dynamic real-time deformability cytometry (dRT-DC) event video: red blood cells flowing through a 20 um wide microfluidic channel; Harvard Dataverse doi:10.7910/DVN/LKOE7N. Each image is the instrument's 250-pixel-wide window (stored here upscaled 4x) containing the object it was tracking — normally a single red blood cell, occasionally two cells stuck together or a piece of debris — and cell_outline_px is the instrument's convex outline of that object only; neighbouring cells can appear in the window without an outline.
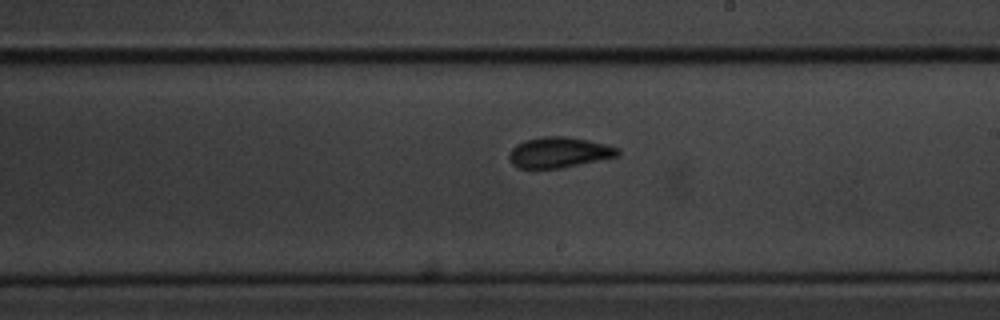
{"species": "common noctule bat (a hibernating species)", "species_latin": "Nyctalus noctula", "temperature_condition": "cold", "stored_images_in_passage": 10, "segment_of_instrument_passage": [2, 2], "camera_frame_rate_fps": 3000, "um_per_image_px": 0.085, "animal": {"sex": "male", "body_mass_g": 20.1, "forearm_length_mm": 53.5}, "frame": {"image": 1, "passage_image": 10, "time_ms": 10.333, "image_size_px": [1000, 320], "cell_outline_px": [[620, 156], [560, 168], [516, 168], [508, 160], [508, 152], [516, 144], [524, 140], [544, 136], [568, 136], [588, 140], [620, 148]], "centroid_in_image_um": [47.49, 12.95], "position_along_channel_um": 241.5, "area_um2": 19.59}}